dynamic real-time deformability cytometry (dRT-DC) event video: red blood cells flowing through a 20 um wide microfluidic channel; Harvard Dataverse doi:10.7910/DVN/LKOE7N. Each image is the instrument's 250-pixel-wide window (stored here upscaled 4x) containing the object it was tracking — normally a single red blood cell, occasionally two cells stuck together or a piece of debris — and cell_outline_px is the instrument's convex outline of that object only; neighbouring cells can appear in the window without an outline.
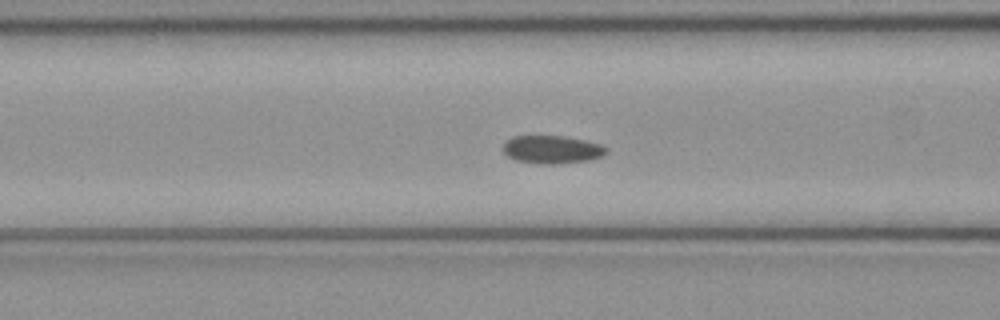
{"species": "common noctule bat (a hibernating species)", "species_latin": "Nyctalus noctula", "temperature_condition": "cold", "stored_images_in_passage": 52, "camera_frame_rate_fps": 3000, "um_per_image_px": 0.085, "animal": {"sex": "female", "body_mass_g": 21.9}, "frame": {"image": 1, "passage_image": 21, "time_ms": 6.667, "image_size_px": [1000, 320], "cell_outline_px": [[608, 152], [604, 156], [588, 160], [556, 164], [540, 164], [516, 160], [508, 156], [504, 152], [504, 144], [512, 136], [564, 136], [584, 140], [600, 144], [608, 148]], "centroid_in_image_um": [46.96, 12.71], "position_along_channel_um": 119.6, "area_um2": 16.82}}
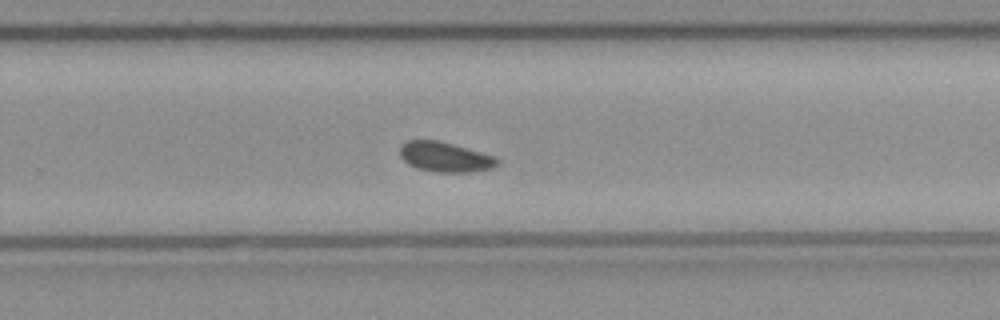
{"frame": {"image": 2, "passage_image": 34, "time_ms": 11.0, "image_size_px": [1000, 320], "cell_outline_px": [[500, 164], [492, 168], [472, 172], [436, 172], [416, 168], [408, 164], [400, 156], [400, 144], [408, 140], [440, 140], [496, 156], [500, 160]], "centroid_in_image_um": [37.85, 13.34], "position_along_channel_um": 291.9, "area_um2": 17.28}}
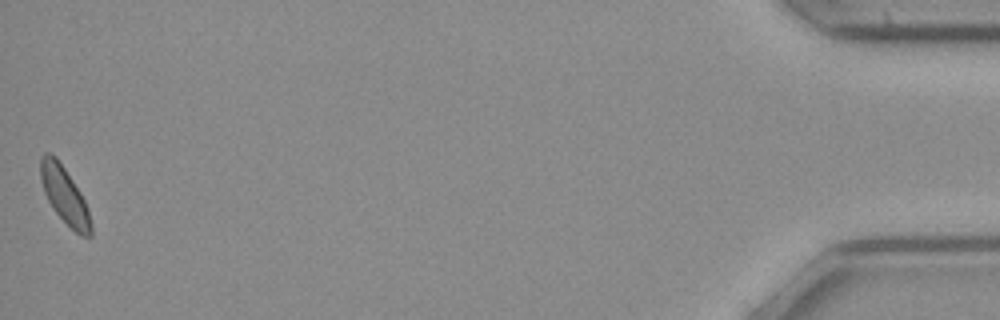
{"frame": {"image": 3, "passage_image": 52, "time_ms": 17.0, "image_size_px": [1000, 320], "cell_outline_px": [[92, 236], [80, 236], [52, 208], [44, 192], [40, 180], [40, 156], [44, 152], [52, 152], [56, 156], [80, 192], [88, 208], [92, 224]], "centroid_in_image_um": [5.47, 16.57], "position_along_channel_um": 429.7, "area_um2": 16.65}, "authors_computed_cell_mechanics": {"area_um2": 16.9643, "velocity_mm_per_s": 3.9837, "shape_relaxation_time_tau1_ms": 2.0951, "shape_relaxation_time_tau2_ms": 9.6178, "deformation_change_tau1": 0.0635, "deformation_change_tau2": 0.1447}}